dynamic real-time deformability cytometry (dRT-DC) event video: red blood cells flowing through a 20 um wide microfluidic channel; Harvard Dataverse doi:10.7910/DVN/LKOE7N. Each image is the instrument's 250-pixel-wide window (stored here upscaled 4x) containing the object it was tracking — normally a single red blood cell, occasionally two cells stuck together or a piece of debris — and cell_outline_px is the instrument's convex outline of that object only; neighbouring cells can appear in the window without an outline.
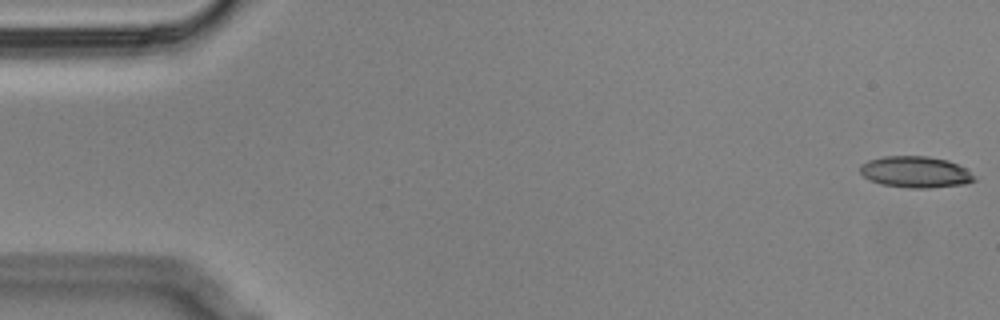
{"species": "Egyptian fruit bat (a non-hibernating species)", "species_latin": "Rousettus aegyptiacus", "temperature_condition": "cold", "stored_images_in_passage": 30, "camera_frame_rate_fps": 3000, "um_per_image_px": 0.085, "animal": {"sex": "male"}, "frame": {"image": 1, "passage_image": 1, "time_ms": 0.0, "image_size_px": [1000, 320], "cell_outline_px": [[976, 180], [964, 184], [928, 188], [908, 188], [880, 184], [864, 176], [860, 172], [860, 164], [868, 160], [884, 156], [928, 156], [948, 160], [964, 168]], "centroid_in_image_um": [77.77, 14.61], "position_along_channel_um": 7.2, "area_um2": 20.69}}
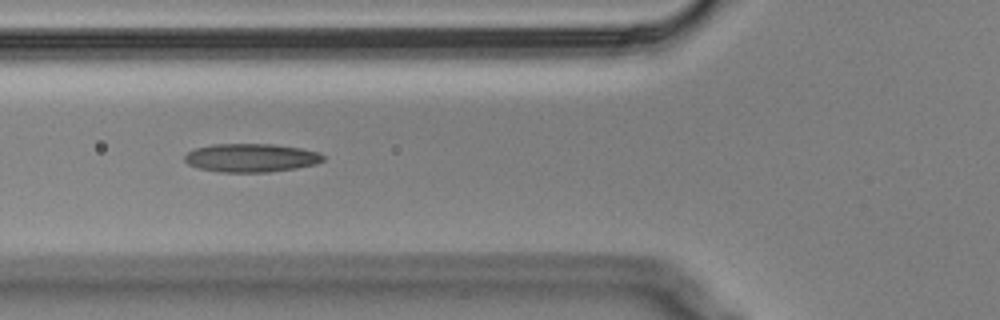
{"frame": {"image": 2, "passage_image": 21, "time_ms": 6.667, "image_size_px": [1000, 320], "cell_outline_px": [[324, 160], [316, 164], [296, 168], [268, 172], [220, 172], [200, 168], [188, 164], [184, 160], [184, 156], [188, 152], [196, 148], [212, 144], [272, 144], [300, 148], [320, 152], [324, 156]], "centroid_in_image_um": [21.36, 13.41], "position_along_channel_um": 104.4, "area_um2": 22.95}}
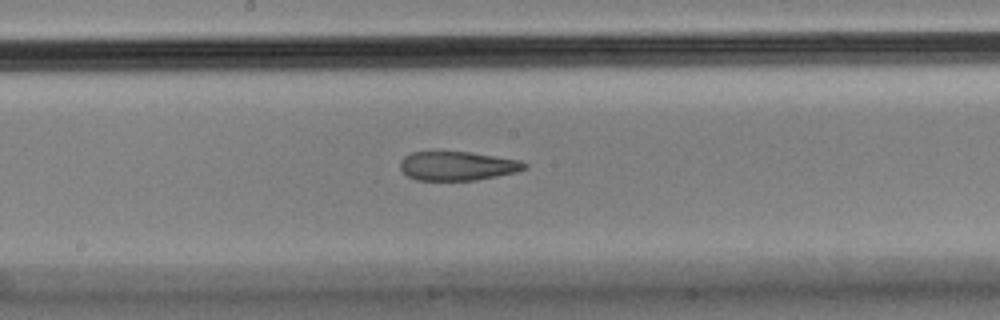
{"frame": {"image": 3, "passage_image": 30, "time_ms": 9.667, "image_size_px": [1000, 320], "cell_outline_px": [[528, 168], [516, 172], [476, 180], [416, 180], [408, 176], [400, 168], [400, 160], [404, 156], [412, 152], [468, 152], [520, 160], [528, 164]], "centroid_in_image_um": [38.88, 14.1], "position_along_channel_um": 209.3, "area_um2": 20.92}}